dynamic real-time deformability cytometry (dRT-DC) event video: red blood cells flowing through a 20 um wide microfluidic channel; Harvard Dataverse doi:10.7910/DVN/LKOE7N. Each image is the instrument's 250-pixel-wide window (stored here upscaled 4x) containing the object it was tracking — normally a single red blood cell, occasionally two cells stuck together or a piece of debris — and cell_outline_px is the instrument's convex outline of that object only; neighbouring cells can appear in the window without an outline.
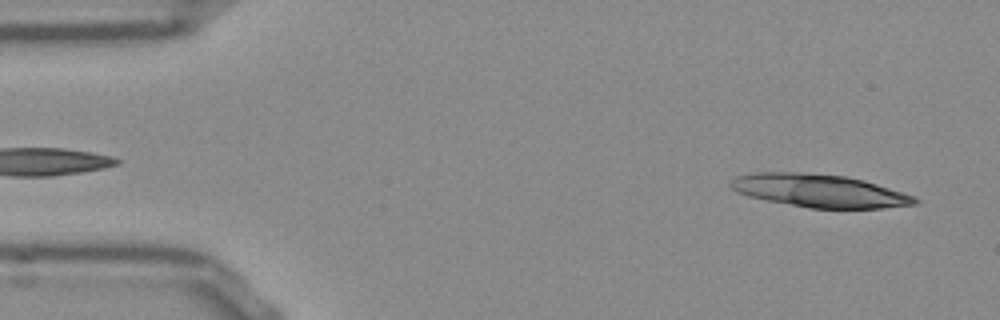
{"species": "Egyptian fruit bat (a non-hibernating species)", "species_latin": "Rousettus aegyptiacus", "temperature_condition": "room temperature", "stored_images_in_passage": 49, "camera_frame_rate_fps": 3000, "um_per_image_px": 0.085, "frame": {"image": 1, "passage_image": 2, "time_ms": 0.333, "image_size_px": [1000, 320], "cell_outline_px": [[920, 204], [880, 208], [808, 208], [748, 196], [736, 192], [728, 184], [728, 180], [736, 176], [756, 172], [800, 172], [844, 176], [864, 180], [916, 196], [920, 200]], "centroid_in_image_um": [69.65, 16.21], "position_along_channel_um": 15.4, "area_um2": 35.49}}